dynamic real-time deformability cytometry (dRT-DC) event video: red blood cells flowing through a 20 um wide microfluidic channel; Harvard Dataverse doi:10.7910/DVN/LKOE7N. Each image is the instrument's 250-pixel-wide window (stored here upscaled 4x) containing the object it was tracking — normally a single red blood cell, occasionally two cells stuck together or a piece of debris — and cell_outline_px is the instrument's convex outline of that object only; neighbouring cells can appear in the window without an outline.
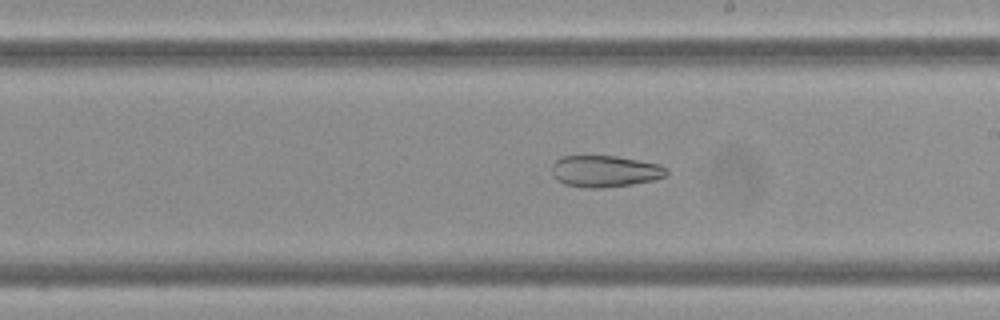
{"species": "Egyptian fruit bat (a non-hibernating species)", "species_latin": "Rousettus aegyptiacus", "temperature_condition": "cold", "stored_images_in_passage": 60, "camera_frame_rate_fps": 3000, "um_per_image_px": 0.085, "frame": {"image": 1, "passage_image": 35, "time_ms": 11.333, "image_size_px": [1000, 320], "cell_outline_px": [[668, 172], [664, 176], [656, 180], [632, 184], [604, 188], [584, 188], [564, 184], [556, 180], [552, 172], [552, 164], [560, 156], [616, 156], [660, 164]], "centroid_in_image_um": [51.39, 14.56], "position_along_channel_um": 237.6, "area_um2": 21.21}}